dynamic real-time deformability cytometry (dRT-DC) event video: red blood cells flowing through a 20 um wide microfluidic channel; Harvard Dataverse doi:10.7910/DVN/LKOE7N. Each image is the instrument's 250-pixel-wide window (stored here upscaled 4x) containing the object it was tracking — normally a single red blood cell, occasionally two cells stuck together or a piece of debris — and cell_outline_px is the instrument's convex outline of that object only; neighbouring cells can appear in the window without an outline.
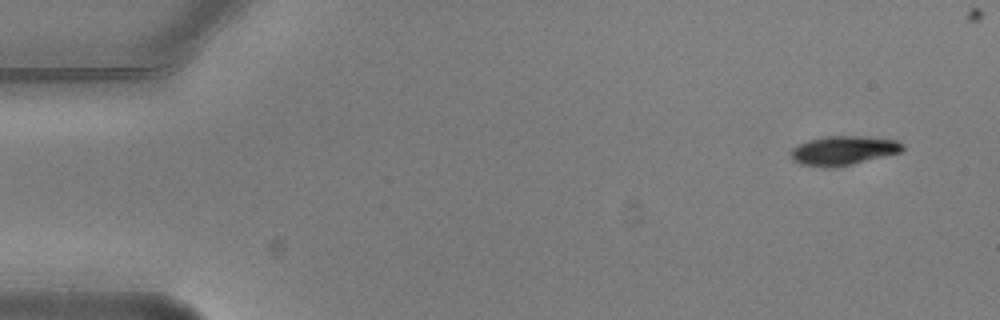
{"species": "common noctule bat (a hibernating species)", "species_latin": "Nyctalus noctula", "temperature_condition": "warm", "stored_images_in_passage": 4, "camera_frame_rate_fps": 3000, "um_per_image_px": 0.085, "animal": {"sex": "male", "body_mass_g": 20.5, "forearm_length_mm": 52.5}, "frame": {"image": 1, "passage_image": 1, "time_ms": 0.0, "image_size_px": [1000, 320], "cell_outline_px": [[904, 148], [900, 152], [852, 164], [832, 168], [824, 168], [800, 164], [792, 160], [792, 148], [808, 140], [824, 136], [860, 136], [896, 140], [904, 144]], "centroid_in_image_um": [71.66, 12.8], "position_along_channel_um": 13.3, "area_um2": 18.9}}